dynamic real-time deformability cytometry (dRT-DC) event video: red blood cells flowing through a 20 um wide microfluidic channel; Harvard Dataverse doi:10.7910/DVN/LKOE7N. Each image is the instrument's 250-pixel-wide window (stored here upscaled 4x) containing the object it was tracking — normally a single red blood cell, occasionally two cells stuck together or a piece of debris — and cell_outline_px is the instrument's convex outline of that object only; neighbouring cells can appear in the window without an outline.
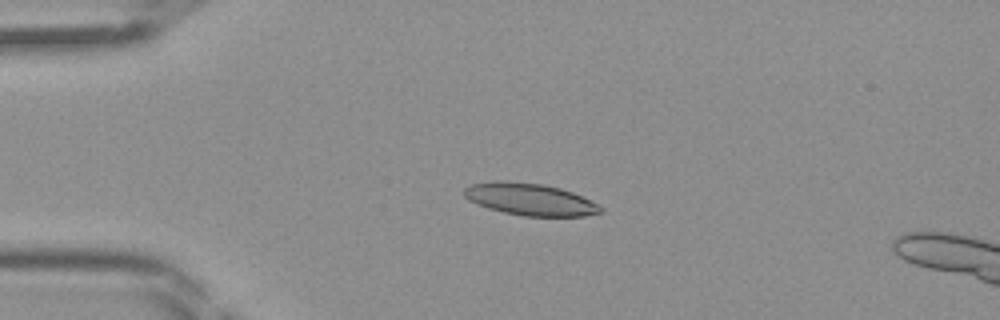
{"species": "Egyptian fruit bat (a non-hibernating species)", "species_latin": "Rousettus aegyptiacus", "temperature_condition": "room temperature", "stored_images_in_passage": 14, "camera_frame_rate_fps": 3000, "um_per_image_px": 0.085, "frame": {"image": 1, "passage_image": 10, "time_ms": 3.0, "image_size_px": [1000, 320], "cell_outline_px": [[604, 212], [584, 216], [524, 216], [504, 212], [488, 208], [468, 200], [464, 196], [464, 188], [472, 184], [492, 180], [504, 180], [544, 184], [560, 188], [572, 192], [604, 208]], "centroid_in_image_um": [45.02, 16.93], "position_along_channel_um": 40.0, "area_um2": 25.49}}